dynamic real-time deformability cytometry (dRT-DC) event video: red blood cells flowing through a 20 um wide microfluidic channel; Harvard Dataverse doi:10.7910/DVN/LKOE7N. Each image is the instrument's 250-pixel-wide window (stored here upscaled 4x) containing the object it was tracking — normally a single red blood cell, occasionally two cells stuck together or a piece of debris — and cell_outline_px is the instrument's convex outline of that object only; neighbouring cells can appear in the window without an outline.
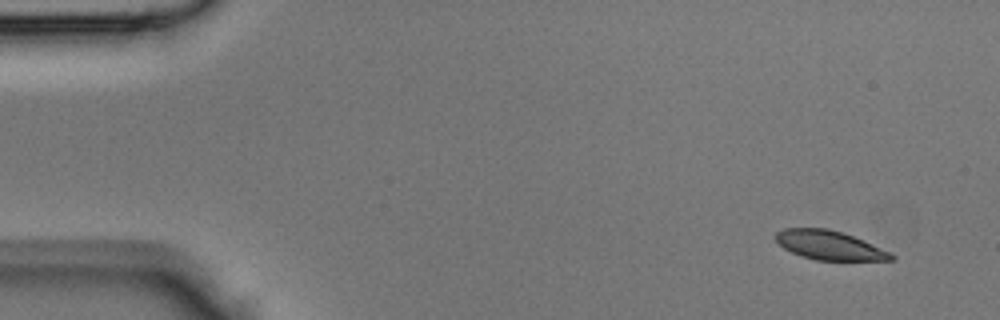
{"species": "Egyptian fruit bat (a non-hibernating species)", "species_latin": "Rousettus aegyptiacus", "temperature_condition": "room temperature", "stored_images_in_passage": 43, "camera_frame_rate_fps": 3000, "um_per_image_px": 0.085, "animal": {"sex": "male"}, "frame": {"image": 1, "passage_image": 2, "time_ms": 0.333, "image_size_px": [1000, 320], "cell_outline_px": [[896, 260], [816, 260], [800, 256], [784, 248], [772, 236], [776, 232], [784, 228], [828, 228], [852, 236], [888, 252], [896, 256]], "centroid_in_image_um": [70.43, 20.84], "position_along_channel_um": 14.6, "area_um2": 19.31}}
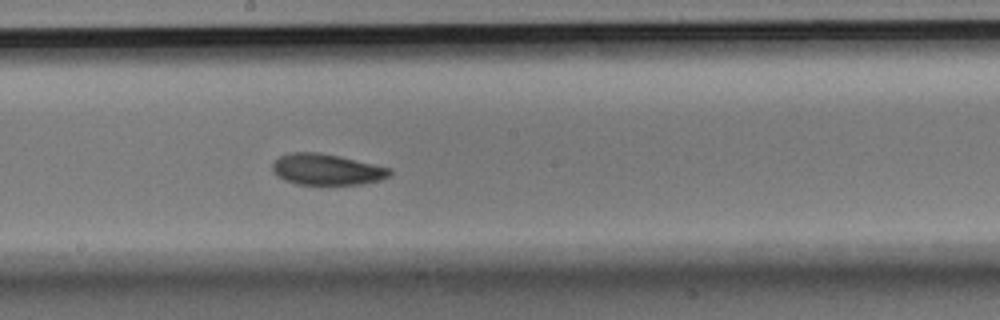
{"frame": {"image": 2, "passage_image": 23, "time_ms": 7.333, "image_size_px": [1000, 320], "cell_outline_px": [[392, 172], [388, 176], [380, 180], [364, 184], [296, 184], [284, 180], [276, 176], [272, 168], [272, 164], [280, 156], [292, 152], [316, 152], [340, 156], [392, 168]], "centroid_in_image_um": [27.77, 14.4], "position_along_channel_um": 220.4, "area_um2": 21.27}}
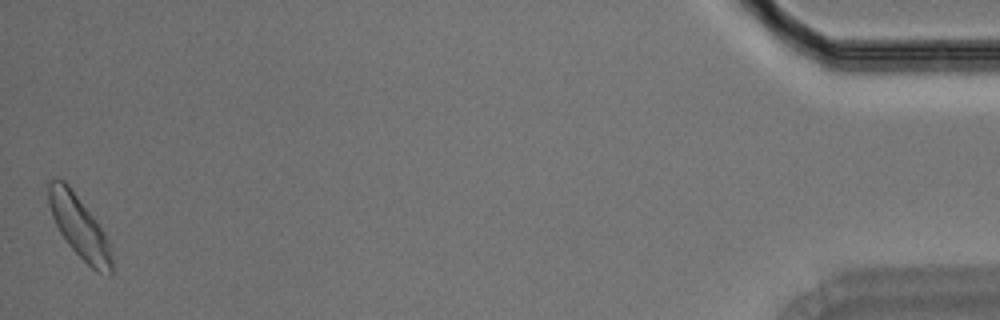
{"frame": {"image": 3, "passage_image": 43, "time_ms": 14.0, "image_size_px": [1000, 320], "cell_outline_px": [[112, 276], [108, 276], [96, 272], [68, 244], [60, 232], [52, 216], [48, 204], [48, 180], [64, 180], [68, 184], [96, 220], [104, 232], [108, 240], [112, 260]], "centroid_in_image_um": [6.75, 19.3], "position_along_channel_um": 428.5, "area_um2": 22.66}}